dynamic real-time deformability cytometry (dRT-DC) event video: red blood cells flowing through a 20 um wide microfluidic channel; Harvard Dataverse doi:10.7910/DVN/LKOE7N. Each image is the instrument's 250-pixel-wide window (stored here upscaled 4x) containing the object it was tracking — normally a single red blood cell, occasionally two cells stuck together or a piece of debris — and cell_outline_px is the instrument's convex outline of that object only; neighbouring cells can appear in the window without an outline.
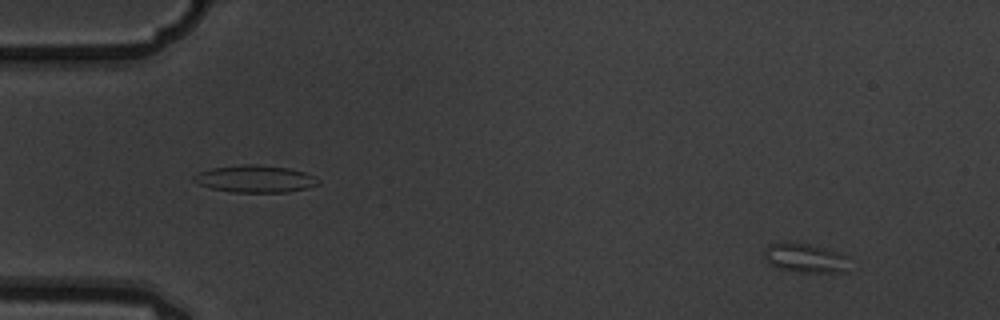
{"species": "common noctule bat (a hibernating species)", "species_latin": "Nyctalus noctula", "temperature_condition": "warm", "stored_images_in_passage": 14, "camera_frame_rate_fps": 3000, "um_per_image_px": 0.085, "animal": {"sex": "male", "body_mass_g": 19.5, "forearm_length_mm": 54.6}, "frame": {"image": 1, "passage_image": 1, "time_ms": 0.0, "image_size_px": [1000, 320], "cell_outline_px": [[848, 256], [844, 272], [800, 272], [780, 268], [772, 264], [764, 256], [764, 252], [768, 244], [784, 240], [796, 240], [840, 252]], "centroid_in_image_um": [68.41, 21.87], "position_along_channel_um": 16.6, "area_um2": 14.68}}